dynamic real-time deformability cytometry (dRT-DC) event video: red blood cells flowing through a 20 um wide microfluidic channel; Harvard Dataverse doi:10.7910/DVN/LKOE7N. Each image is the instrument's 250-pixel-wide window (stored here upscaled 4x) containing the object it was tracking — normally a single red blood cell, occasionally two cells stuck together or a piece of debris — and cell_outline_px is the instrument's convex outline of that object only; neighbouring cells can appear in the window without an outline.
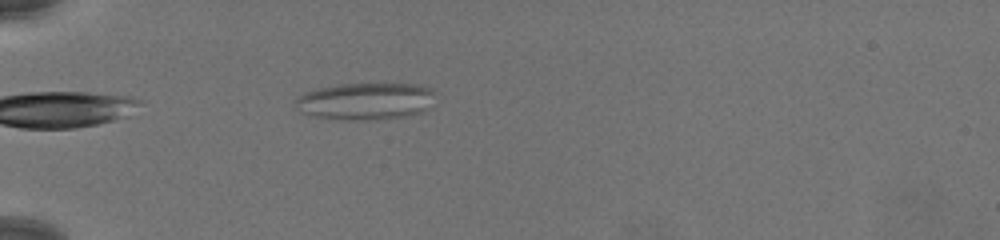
{"species": "common noctule bat (a hibernating species)", "species_latin": "Nyctalus noctula", "temperature_condition": "warm", "stored_images_in_passage": 10, "camera_frame_rate_fps": 3000, "um_per_image_px": 0.085, "animal": {"sex": "female", "body_mass_g": 19.5, "forearm_length_mm": 54.1}, "frame": {"image": 1, "passage_image": 1, "time_ms": 0.0, "image_size_px": [1000, 240], "cell_outline_px": [[436, 104], [432, 108], [408, 116], [376, 120], [344, 120], [308, 116], [300, 112], [292, 104], [292, 100], [304, 92], [320, 88], [340, 84], [416, 84], [428, 88], [432, 92]], "centroid_in_image_um": [31.03, 8.63], "position_along_channel_um": 54.0, "area_um2": 30.87}}